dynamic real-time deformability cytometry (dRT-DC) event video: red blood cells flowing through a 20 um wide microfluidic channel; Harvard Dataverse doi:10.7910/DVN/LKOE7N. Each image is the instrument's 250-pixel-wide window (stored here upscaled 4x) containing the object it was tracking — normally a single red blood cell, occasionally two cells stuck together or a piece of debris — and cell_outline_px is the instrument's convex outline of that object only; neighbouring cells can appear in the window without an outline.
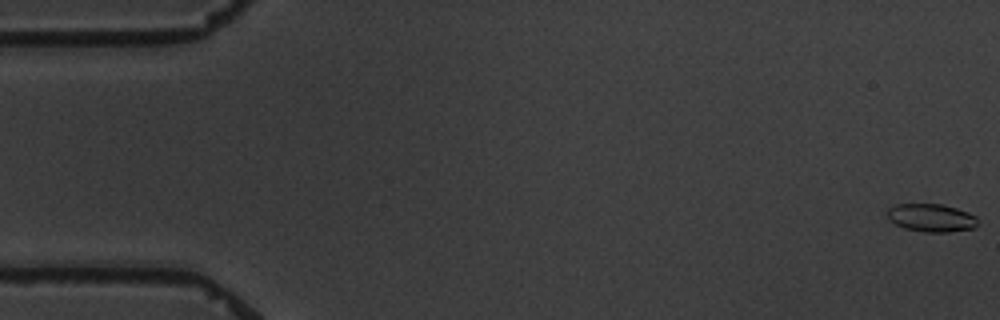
{"species": "common noctule bat (a hibernating species)", "species_latin": "Nyctalus noctula", "temperature_condition": "warm", "stored_images_in_passage": 4, "camera_frame_rate_fps": 3000, "um_per_image_px": 0.085, "animal": {"sex": "male", "body_mass_g": 19.5, "forearm_length_mm": 54.6}, "frame": {"image": 1, "passage_image": 4, "time_ms": 8.0, "image_size_px": [1000, 320], "cell_outline_px": [[976, 224], [972, 228], [948, 232], [924, 232], [904, 228], [888, 220], [888, 208], [896, 204], [940, 204], [956, 208], [968, 212], [976, 216]], "centroid_in_image_um": [79.12, 18.51], "position_along_channel_um": 5.9, "area_um2": 14.62}}